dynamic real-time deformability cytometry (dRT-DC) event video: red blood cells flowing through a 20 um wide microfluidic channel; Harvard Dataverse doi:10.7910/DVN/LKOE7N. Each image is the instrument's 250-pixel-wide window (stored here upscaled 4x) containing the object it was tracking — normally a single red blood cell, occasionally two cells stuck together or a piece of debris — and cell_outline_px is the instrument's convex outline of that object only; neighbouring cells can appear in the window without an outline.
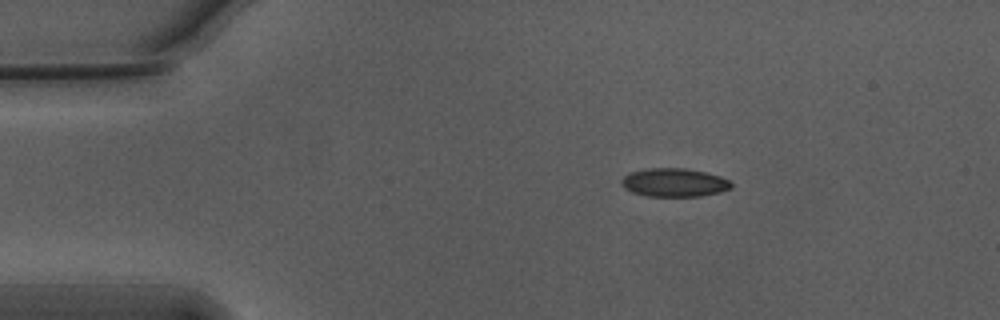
{"species": "Egyptian fruit bat (a non-hibernating species)", "species_latin": "Rousettus aegyptiacus", "temperature_condition": "warm", "stored_images_in_passage": 45, "camera_frame_rate_fps": 3000, "um_per_image_px": 0.085, "animal": {"sex": "male"}, "frame": {"image": 1, "passage_image": 1, "time_ms": 0.0, "image_size_px": [1000, 320], "cell_outline_px": [[732, 188], [720, 192], [700, 196], [648, 196], [632, 192], [624, 188], [620, 184], [620, 180], [628, 172], [648, 168], [684, 168], [704, 172], [720, 176], [728, 180], [732, 184]], "centroid_in_image_um": [57.27, 15.51], "position_along_channel_um": 27.7, "area_um2": 18.26}}
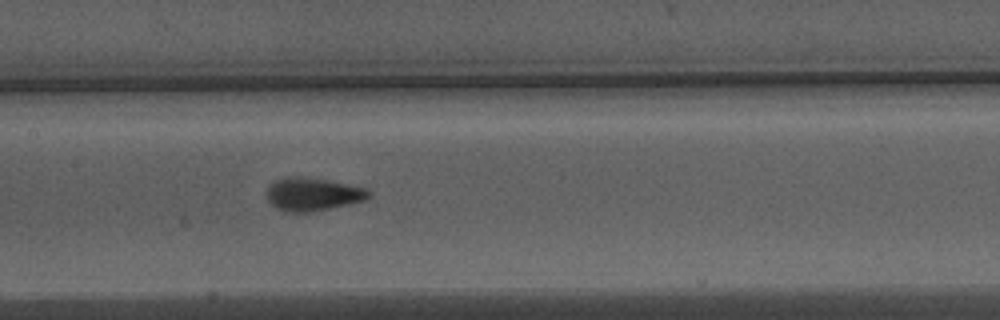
{"frame": {"image": 2, "passage_image": 18, "time_ms": 5.667, "image_size_px": [1000, 320], "cell_outline_px": [[372, 196], [364, 200], [352, 204], [312, 212], [284, 212], [276, 208], [268, 200], [268, 184], [272, 180], [284, 176], [304, 176], [328, 180], [368, 188], [372, 192]], "centroid_in_image_um": [26.6, 16.5], "position_along_channel_um": 180.8, "area_um2": 20.23}}
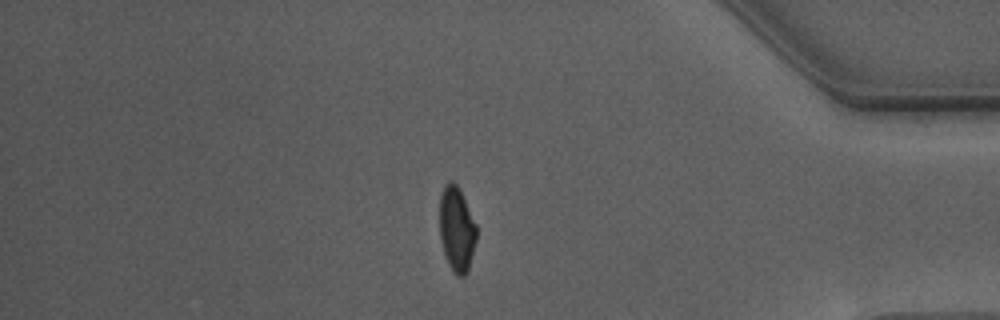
{"frame": {"image": 3, "passage_image": 38, "time_ms": 12.333, "image_size_px": [1000, 320], "cell_outline_px": [[476, 240], [468, 272], [464, 276], [456, 276], [448, 264], [440, 240], [440, 192], [444, 184], [448, 180], [452, 180], [460, 188], [476, 224]], "centroid_in_image_um": [38.81, 19.45], "position_along_channel_um": 396.4, "area_um2": 18.5}, "authors_computed_cell_mechanics": {"area_um2": 18.6694, "velocity_mm_per_s": 3.7548, "shape_relaxation_time_tau1_ms": 3.3253, "shape_relaxation_time_tau2_ms": null, "deformation_change_tau1": 0.1259, "deformation_change_tau2": null}}